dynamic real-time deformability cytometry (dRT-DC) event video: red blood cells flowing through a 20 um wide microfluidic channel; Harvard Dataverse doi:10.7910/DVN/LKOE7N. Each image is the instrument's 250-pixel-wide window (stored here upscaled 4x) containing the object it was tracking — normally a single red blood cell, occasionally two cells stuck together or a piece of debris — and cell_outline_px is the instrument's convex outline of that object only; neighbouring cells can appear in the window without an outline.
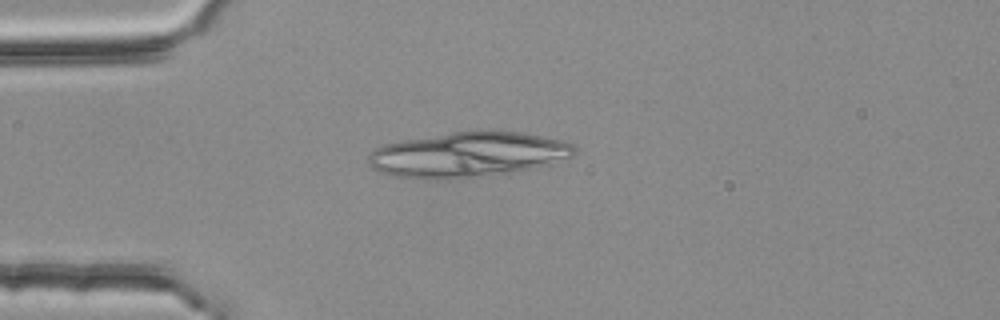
{"species": "common noctule bat (a hibernating species)", "species_latin": "Nyctalus noctula", "temperature_condition": "room temperature", "stored_images_in_passage": 4, "camera_frame_rate_fps": 3000, "um_per_image_px": 0.085, "animal": {"sex": "female", "body_mass_g": 25.1}, "frame": {"image": 1, "passage_image": 4, "time_ms": 1.0, "image_size_px": [1000, 320], "cell_outline_px": [[576, 152], [572, 156], [552, 164], [512, 172], [460, 180], [416, 180], [392, 176], [380, 172], [372, 168], [368, 164], [368, 156], [376, 148], [384, 144], [404, 140], [452, 132], [480, 128], [484, 128], [520, 132], [564, 140], [572, 144], [576, 148]], "centroid_in_image_um": [39.77, 13.15], "position_along_channel_um": 45.2, "area_um2": 55.66}}